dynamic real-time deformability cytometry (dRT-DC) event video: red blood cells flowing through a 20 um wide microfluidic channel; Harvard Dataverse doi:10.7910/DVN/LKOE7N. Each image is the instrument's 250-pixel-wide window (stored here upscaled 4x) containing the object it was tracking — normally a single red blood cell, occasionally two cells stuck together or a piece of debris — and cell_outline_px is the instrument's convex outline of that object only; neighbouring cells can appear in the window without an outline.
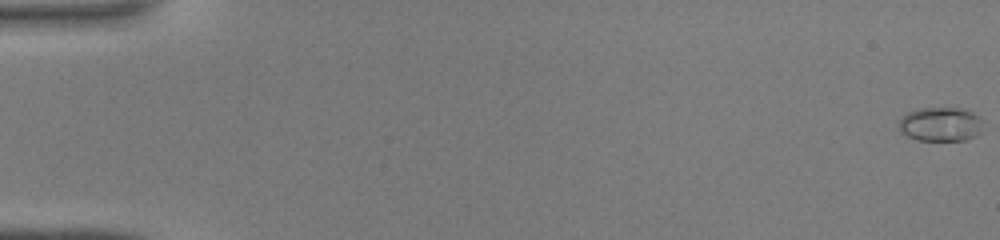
{"species": "common noctule bat (a hibernating species)", "species_latin": "Nyctalus noctula", "temperature_condition": "warm", "stored_images_in_passage": 46, "camera_frame_rate_fps": 3000, "um_per_image_px": 0.085, "animal": {"sex": "male", "body_mass_g": 19.0, "forearm_length_mm": 50.8}, "frame": {"image": 1, "passage_image": 1, "time_ms": 0.0, "image_size_px": [1000, 240], "cell_outline_px": [[984, 128], [976, 136], [968, 140], [916, 140], [900, 132], [900, 120], [908, 112], [920, 108], [960, 108], [972, 112], [984, 124]], "centroid_in_image_um": [79.98, 10.57], "position_along_channel_um": 5.0, "area_um2": 16.7}}
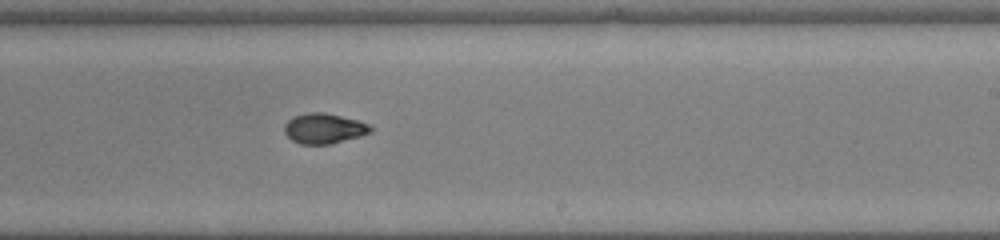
{"frame": {"image": 2, "passage_image": 29, "time_ms": 9.333, "image_size_px": [1000, 240], "cell_outline_px": [[372, 132], [360, 136], [328, 144], [300, 144], [292, 140], [284, 132], [284, 124], [292, 116], [308, 112], [324, 112], [356, 120], [368, 124], [372, 128]], "centroid_in_image_um": [27.5, 10.91], "position_along_channel_um": 261.5, "area_um2": 15.09}}
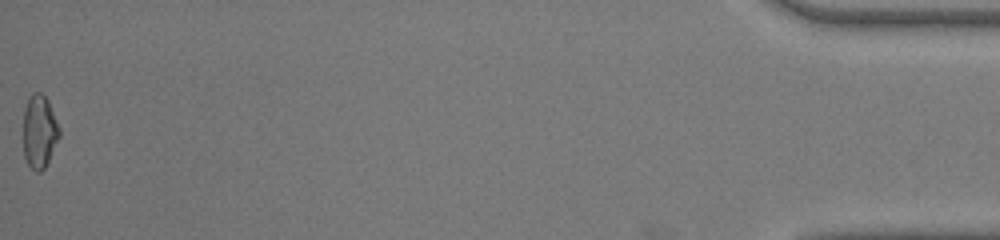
{"frame": {"image": 3, "passage_image": 46, "time_ms": 15.0, "image_size_px": [1000, 240], "cell_outline_px": [[60, 136], [44, 168], [40, 172], [36, 172], [28, 164], [24, 156], [24, 108], [32, 92], [40, 92], [48, 100], [60, 128]], "centroid_in_image_um": [3.35, 11.17], "position_along_channel_um": 431.8, "area_um2": 15.26}}